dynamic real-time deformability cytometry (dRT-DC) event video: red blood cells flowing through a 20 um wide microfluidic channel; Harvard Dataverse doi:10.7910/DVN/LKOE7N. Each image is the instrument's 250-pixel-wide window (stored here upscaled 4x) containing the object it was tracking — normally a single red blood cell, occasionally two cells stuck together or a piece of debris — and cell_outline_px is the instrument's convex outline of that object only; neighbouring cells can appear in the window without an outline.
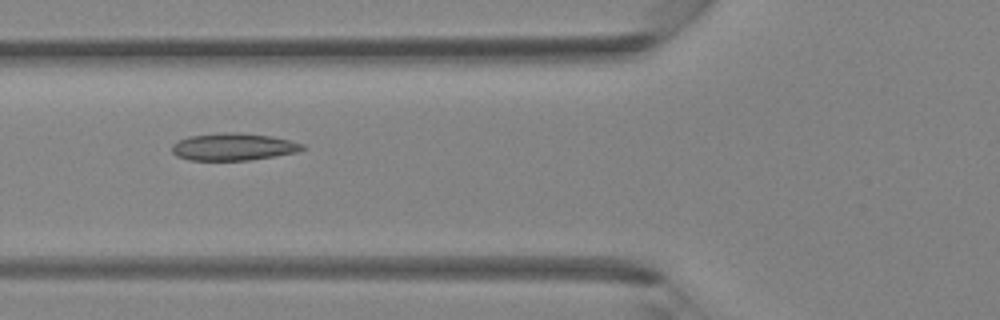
{"species": "Egyptian fruit bat (a non-hibernating species)", "species_latin": "Rousettus aegyptiacus", "temperature_condition": "room temperature", "stored_images_in_passage": 41, "camera_frame_rate_fps": 3000, "um_per_image_px": 0.085, "animal": {"sex": "female"}, "frame": {"image": 1, "passage_image": 16, "time_ms": 5.0, "image_size_px": [1000, 320], "cell_outline_px": [[308, 148], [296, 152], [252, 160], [188, 160], [176, 156], [172, 152], [172, 144], [176, 140], [188, 136], [224, 132], [236, 132], [272, 136], [304, 144]], "centroid_in_image_um": [19.81, 12.47], "position_along_channel_um": 106.0, "area_um2": 20.92}}
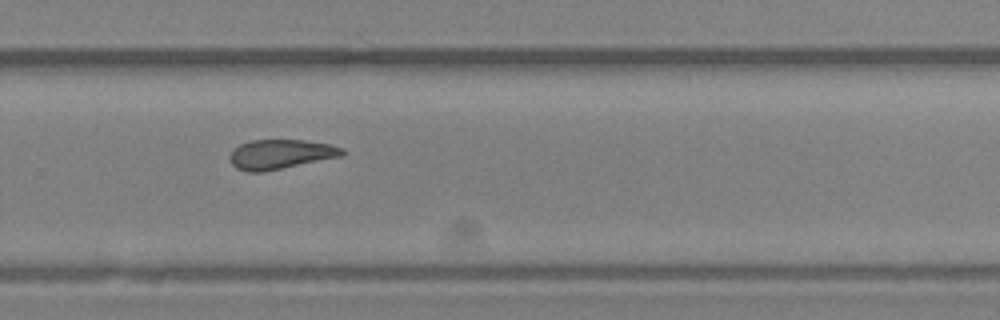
{"frame": {"image": 2, "passage_image": 28, "time_ms": 9.0, "image_size_px": [1000, 320], "cell_outline_px": [[348, 152], [344, 156], [264, 172], [248, 172], [236, 168], [232, 164], [228, 156], [240, 144], [252, 140], [304, 140], [328, 144], [344, 148]], "centroid_in_image_um": [23.9, 13.12], "position_along_channel_um": 305.9, "area_um2": 19.54}}
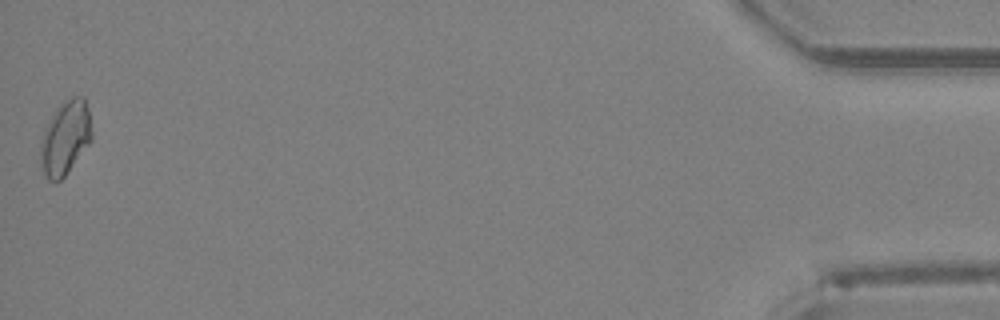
{"frame": {"image": 3, "passage_image": 41, "time_ms": 13.333, "image_size_px": [1000, 320], "cell_outline_px": [[92, 140], [64, 176], [60, 180], [48, 180], [44, 176], [40, 164], [40, 140], [56, 108], [64, 100], [72, 96], [84, 96], [88, 108], [92, 132]], "centroid_in_image_um": [5.55, 11.7], "position_along_channel_um": 429.7, "area_um2": 22.02}}